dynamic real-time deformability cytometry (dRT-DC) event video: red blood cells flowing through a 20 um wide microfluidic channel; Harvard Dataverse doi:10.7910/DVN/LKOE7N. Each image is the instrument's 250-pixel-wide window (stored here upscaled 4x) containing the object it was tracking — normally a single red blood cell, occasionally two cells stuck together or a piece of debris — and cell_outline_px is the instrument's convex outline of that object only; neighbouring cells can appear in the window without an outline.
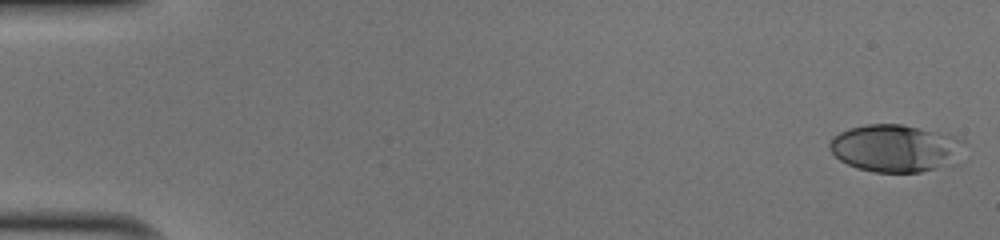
{"species": "human", "species_latin": "Homo sapiens", "temperature_condition": "cold", "stored_images_in_passage": 51, "camera_frame_rate_fps": 3000, "um_per_image_px": 0.085, "donor": {"sex": "male"}, "frame": {"image": 1, "passage_image": 1, "time_ms": 0.0, "image_size_px": [1000, 240], "cell_outline_px": [[964, 140], [936, 168], [920, 172], [872, 172], [856, 168], [840, 160], [828, 148], [828, 144], [832, 136], [848, 128], [868, 124], [904, 124], [956, 136]], "centroid_in_image_um": [75.88, 12.56], "position_along_channel_um": 9.1, "area_um2": 35.84}}
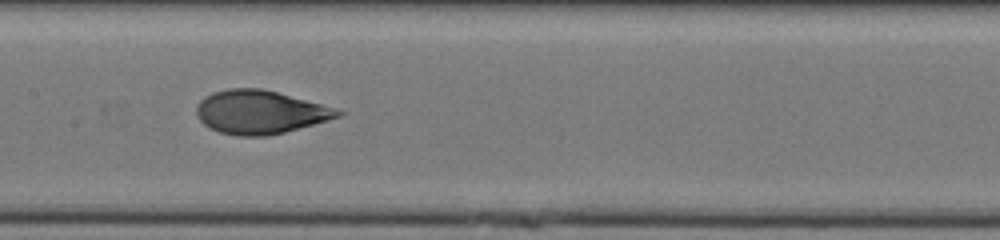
{"frame": {"image": 2, "passage_image": 26, "time_ms": 8.333, "image_size_px": [1000, 240], "cell_outline_px": [[344, 112], [340, 116], [328, 120], [284, 132], [264, 136], [236, 136], [220, 132], [208, 128], [196, 116], [196, 108], [200, 100], [204, 96], [212, 92], [228, 88], [260, 88], [276, 92], [336, 108]], "centroid_in_image_um": [22.05, 9.53], "position_along_channel_um": 185.3, "area_um2": 35.66}}
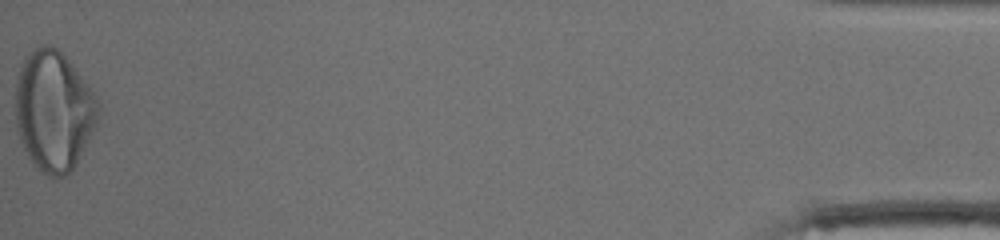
{"frame": {"image": 3, "passage_image": 51, "time_ms": 16.667, "image_size_px": [1000, 240], "cell_outline_px": [[100, 108], [96, 124], [76, 164], [64, 176], [52, 180], [32, 164], [16, 132], [16, 80], [24, 56], [28, 52], [44, 44], [52, 44], [68, 60], [96, 96], [100, 104]], "centroid_in_image_um": [4.54, 9.44], "position_along_channel_um": 430.7, "area_um2": 58.03}, "authors_computed_cell_mechanics": {"area_um2": 35.836, "velocity_mm_per_s": 4.0527, "shape_relaxation_time_tau1_ms": 3.815, "shape_relaxation_time_tau2_ms": 0.8248, "deformation_change_tau1": 0.1775, "deformation_change_tau2": 0.0591}}